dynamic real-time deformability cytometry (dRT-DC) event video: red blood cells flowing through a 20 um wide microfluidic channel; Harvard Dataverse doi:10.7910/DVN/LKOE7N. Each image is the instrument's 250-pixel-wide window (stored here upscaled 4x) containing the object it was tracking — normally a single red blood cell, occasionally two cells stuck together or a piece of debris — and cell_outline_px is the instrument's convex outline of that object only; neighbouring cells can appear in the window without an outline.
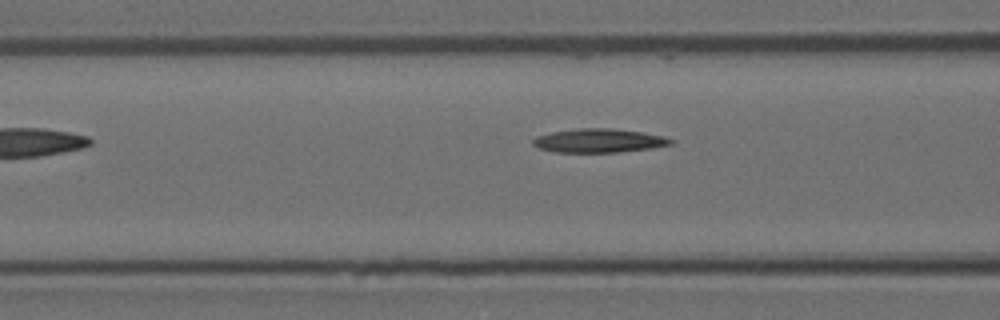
{"species": "Egyptian fruit bat (a non-hibernating species)", "species_latin": "Rousettus aegyptiacus", "temperature_condition": "room temperature", "stored_images_in_passage": 5, "camera_frame_rate_fps": 3000, "um_per_image_px": 0.085, "animal": {"sex": "female"}, "frame": {"image": 1, "passage_image": 5, "time_ms": 1.333, "image_size_px": [1000, 320], "cell_outline_px": [[676, 140], [672, 144], [652, 148], [616, 152], [552, 152], [540, 148], [532, 144], [532, 140], [536, 136], [552, 132], [576, 128], [612, 128], [644, 132], [664, 136]], "centroid_in_image_um": [50.93, 11.95], "position_along_channel_um": 115.7, "area_um2": 19.25}}